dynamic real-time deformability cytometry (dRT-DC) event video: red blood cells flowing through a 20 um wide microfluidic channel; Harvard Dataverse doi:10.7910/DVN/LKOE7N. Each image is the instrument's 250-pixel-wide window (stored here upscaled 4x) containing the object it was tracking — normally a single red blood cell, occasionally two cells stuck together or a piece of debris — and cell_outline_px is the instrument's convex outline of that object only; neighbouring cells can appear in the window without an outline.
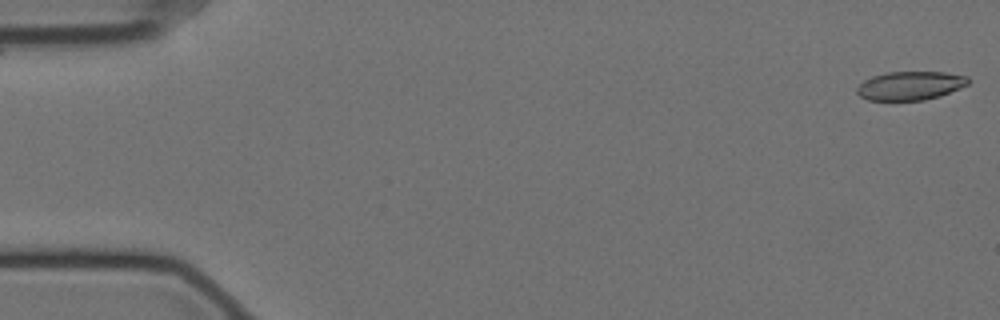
{"species": "Egyptian fruit bat (a non-hibernating species)", "species_latin": "Rousettus aegyptiacus", "temperature_condition": "cold", "stored_images_in_passage": 57, "camera_frame_rate_fps": 3000, "um_per_image_px": 0.085, "animal": {"sex": "female"}, "frame": {"image": 1, "passage_image": 1, "time_ms": 0.0, "image_size_px": [1000, 320], "cell_outline_px": [[968, 84], [960, 88], [940, 96], [924, 100], [868, 100], [860, 96], [856, 92], [856, 88], [864, 80], [872, 76], [888, 72], [944, 72], [968, 76]], "centroid_in_image_um": [77.36, 7.28], "position_along_channel_um": 7.6, "area_um2": 18.55}}
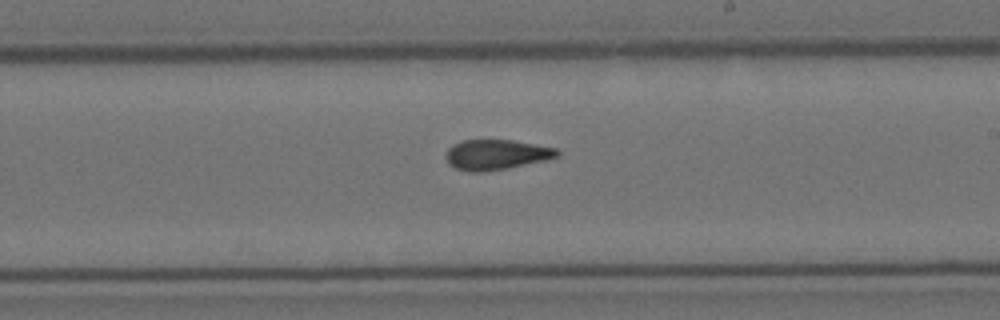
{"frame": {"image": 2, "passage_image": 33, "time_ms": 10.667, "image_size_px": [1000, 320], "cell_outline_px": [[560, 152], [556, 156], [544, 160], [484, 172], [468, 172], [456, 168], [448, 164], [444, 156], [448, 148], [452, 144], [464, 140], [512, 140], [556, 148]], "centroid_in_image_um": [42.1, 13.14], "position_along_channel_um": 246.9, "area_um2": 19.36}}
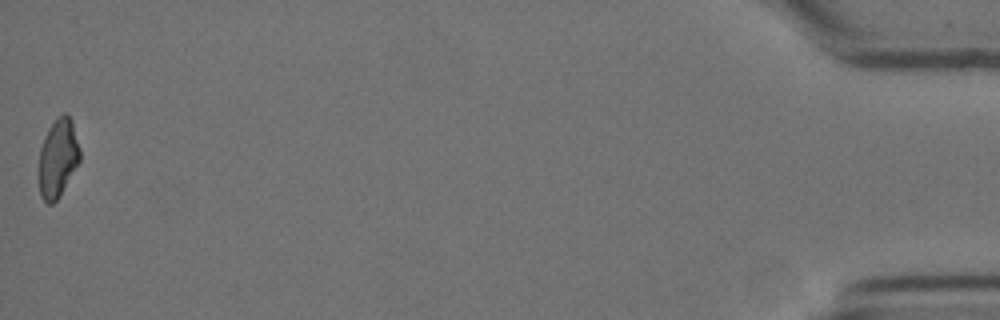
{"frame": {"image": 3, "passage_image": 57, "time_ms": 18.667, "image_size_px": [1000, 320], "cell_outline_px": [[80, 160], [60, 196], [52, 204], [48, 204], [40, 196], [40, 148], [44, 136], [48, 128], [56, 116], [64, 112], [68, 112], [72, 120], [80, 148]], "centroid_in_image_um": [4.94, 13.37], "position_along_channel_um": 430.3, "area_um2": 18.84}, "authors_computed_cell_mechanics": {"area_um2": 19.8254, "velocity_mm_per_s": 3.53, "shape_relaxation_time_tau1_ms": null, "shape_relaxation_time_tau2_ms": 2.4483, "deformation_change_tau1": null, "deformation_change_tau2": 0.0888}}